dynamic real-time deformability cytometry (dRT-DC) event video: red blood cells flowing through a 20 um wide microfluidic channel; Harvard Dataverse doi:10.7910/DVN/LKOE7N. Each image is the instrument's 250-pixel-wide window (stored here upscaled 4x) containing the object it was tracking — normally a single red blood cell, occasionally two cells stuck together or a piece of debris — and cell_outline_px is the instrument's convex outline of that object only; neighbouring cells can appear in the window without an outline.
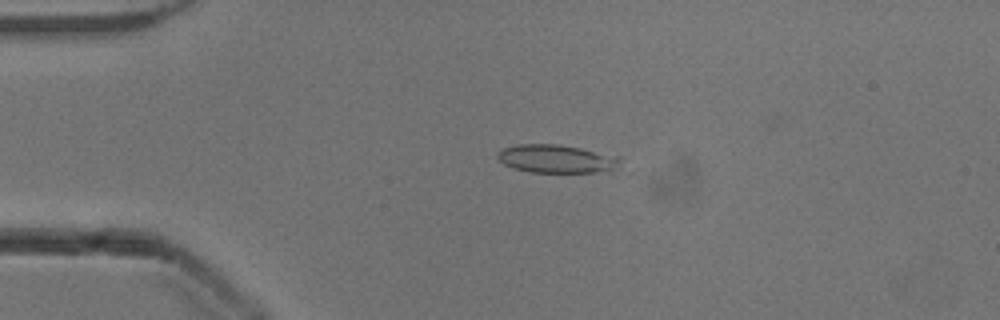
{"species": "common noctule bat (a hibernating species)", "species_latin": "Nyctalus noctula", "temperature_condition": "cold", "stored_images_in_passage": 5, "camera_frame_rate_fps": 3000, "um_per_image_px": 0.085, "animal": {"sex": "male", "body_mass_g": 13.3}, "frame": {"image": 1, "passage_image": 3, "time_ms": 0.667, "image_size_px": [1000, 320], "cell_outline_px": [[632, 172], [532, 172], [512, 168], [504, 164], [496, 156], [496, 152], [504, 148], [516, 144], [560, 144], [620, 156]], "centroid_in_image_um": [47.57, 13.53], "position_along_channel_um": 37.4, "area_um2": 21.33}}